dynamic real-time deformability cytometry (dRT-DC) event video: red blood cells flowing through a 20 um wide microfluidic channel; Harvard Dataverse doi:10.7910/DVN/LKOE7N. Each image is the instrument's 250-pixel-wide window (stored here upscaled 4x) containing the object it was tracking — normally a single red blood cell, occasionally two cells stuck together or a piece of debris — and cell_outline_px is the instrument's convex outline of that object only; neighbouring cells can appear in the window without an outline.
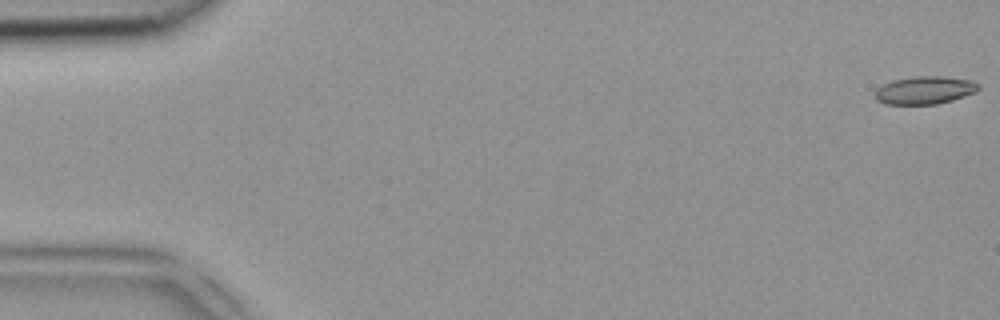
{"species": "common noctule bat (a hibernating species)", "species_latin": "Nyctalus noctula", "temperature_condition": "room temperature", "stored_images_in_passage": 48, "camera_frame_rate_fps": 3000, "um_per_image_px": 0.085, "animal": {"sex": "female", "body_mass_g": 18.4}, "frame": {"image": 1, "passage_image": 1, "time_ms": 0.0, "image_size_px": [1000, 320], "cell_outline_px": [[980, 88], [976, 92], [952, 100], [936, 104], [884, 104], [876, 100], [876, 88], [892, 80], [916, 76], [944, 76], [972, 80], [980, 84]], "centroid_in_image_um": [78.62, 7.66], "position_along_channel_um": 6.4, "area_um2": 16.88}}
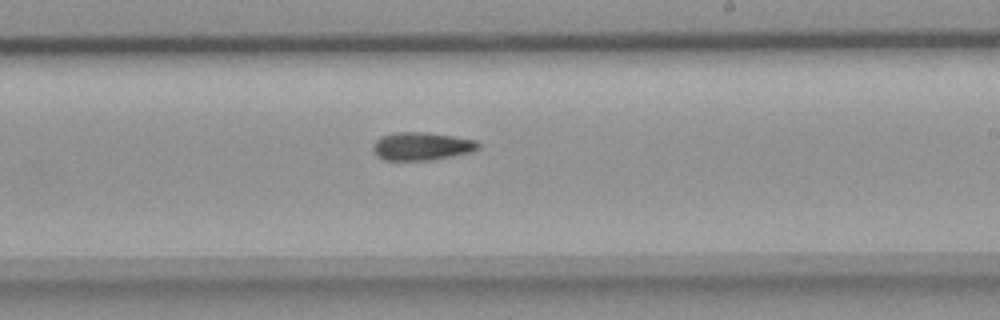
{"frame": {"image": 2, "passage_image": 29, "time_ms": 9.333, "image_size_px": [1000, 320], "cell_outline_px": [[480, 148], [472, 152], [432, 160], [384, 160], [376, 156], [372, 148], [372, 144], [380, 136], [392, 132], [428, 132], [476, 140], [480, 144]], "centroid_in_image_um": [35.82, 12.42], "position_along_channel_um": 253.2, "area_um2": 17.46}}
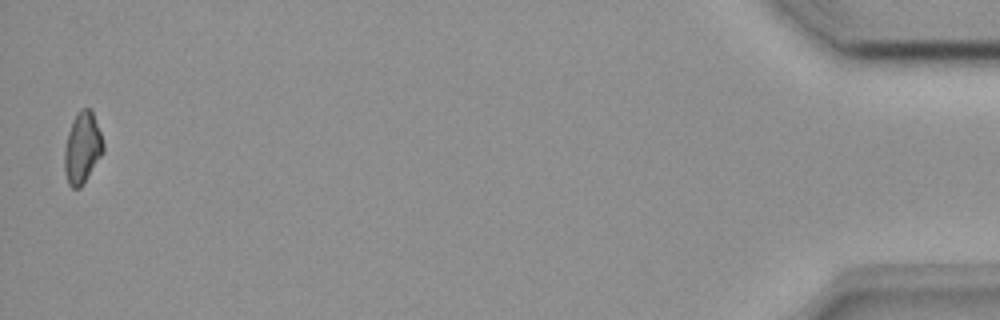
{"frame": {"image": 3, "passage_image": 48, "time_ms": 15.667, "image_size_px": [1000, 320], "cell_outline_px": [[104, 152], [84, 184], [80, 188], [72, 188], [68, 184], [64, 172], [64, 148], [68, 132], [72, 120], [76, 112], [80, 108], [92, 108], [104, 144]], "centroid_in_image_um": [6.99, 12.56], "position_along_channel_um": 428.2, "area_um2": 16.53}}